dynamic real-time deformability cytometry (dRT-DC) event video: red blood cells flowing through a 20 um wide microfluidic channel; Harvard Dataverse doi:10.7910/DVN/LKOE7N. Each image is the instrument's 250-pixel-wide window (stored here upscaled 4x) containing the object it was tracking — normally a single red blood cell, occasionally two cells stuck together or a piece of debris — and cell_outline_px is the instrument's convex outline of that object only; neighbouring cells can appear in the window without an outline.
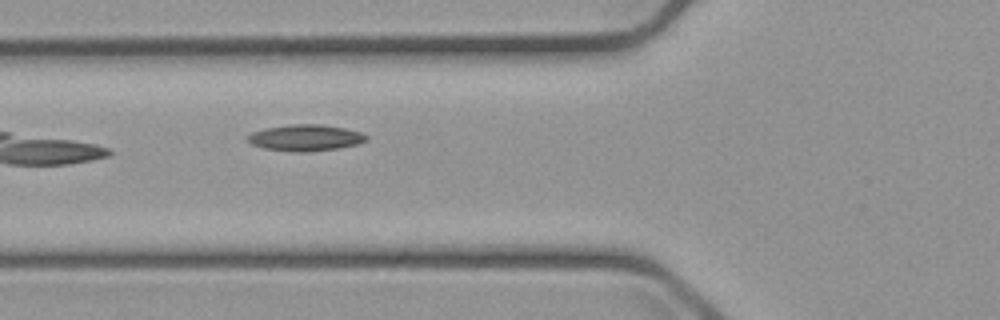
{"species": "common noctule bat (a hibernating species)", "species_latin": "Nyctalus noctula", "temperature_condition": "cold", "stored_images_in_passage": 2, "camera_frame_rate_fps": 3000, "um_per_image_px": 0.085, "animal": {"sex": "male", "body_mass_g": 23.1, "forearm_length_mm": 52.7}, "frame": {"image": 1, "passage_image": 2, "time_ms": 2.0, "image_size_px": [1000, 320], "cell_outline_px": [[368, 140], [360, 144], [336, 148], [308, 152], [300, 152], [264, 148], [252, 144], [248, 140], [248, 136], [252, 132], [264, 128], [288, 124], [324, 124], [344, 128], [360, 132], [368, 136]], "centroid_in_image_um": [25.99, 11.7], "position_along_channel_um": 99.8, "area_um2": 18.21}}